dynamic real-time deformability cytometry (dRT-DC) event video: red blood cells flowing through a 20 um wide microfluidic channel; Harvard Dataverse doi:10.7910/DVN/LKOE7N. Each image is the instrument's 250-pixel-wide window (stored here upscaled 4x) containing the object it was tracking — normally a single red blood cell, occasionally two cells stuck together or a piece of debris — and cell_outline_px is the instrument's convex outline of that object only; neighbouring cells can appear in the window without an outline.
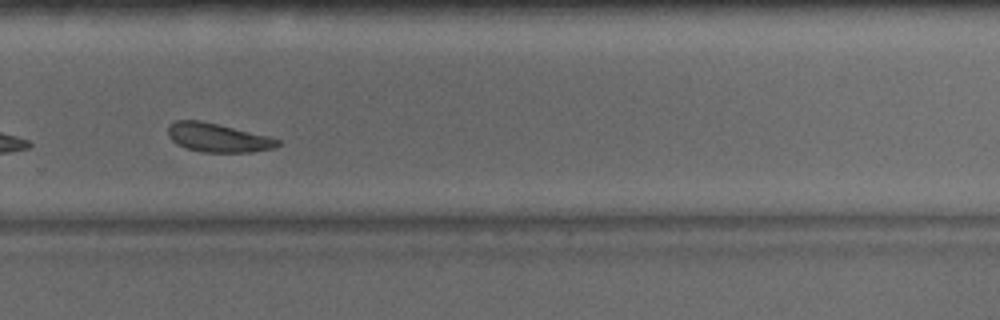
{"species": "common noctule bat (a hibernating species)", "species_latin": "Nyctalus noctula", "temperature_condition": "warm", "stored_images_in_passage": 39, "camera_frame_rate_fps": 3000, "um_per_image_px": 0.085, "animal": {"sex": "male", "body_mass_g": 15.6}, "frame": {"image": 1, "passage_image": 34, "time_ms": 11.0, "image_size_px": [1000, 320], "cell_outline_px": [[280, 144], [276, 148], [252, 152], [204, 152], [188, 148], [176, 144], [168, 136], [168, 124], [176, 120], [200, 120], [268, 136], [280, 140]], "centroid_in_image_um": [18.51, 11.7], "position_along_channel_um": 311.3, "area_um2": 18.32}, "authors_computed_cell_mechanics": {"area_um2": 19.5364, "velocity_mm_per_s": 3.9646, "shape_relaxation_time_tau1_ms": 3.3605, "shape_relaxation_time_tau2_ms": 9.4402, "deformation_change_tau1": 0.0994, "deformation_change_tau2": 0.1826}}